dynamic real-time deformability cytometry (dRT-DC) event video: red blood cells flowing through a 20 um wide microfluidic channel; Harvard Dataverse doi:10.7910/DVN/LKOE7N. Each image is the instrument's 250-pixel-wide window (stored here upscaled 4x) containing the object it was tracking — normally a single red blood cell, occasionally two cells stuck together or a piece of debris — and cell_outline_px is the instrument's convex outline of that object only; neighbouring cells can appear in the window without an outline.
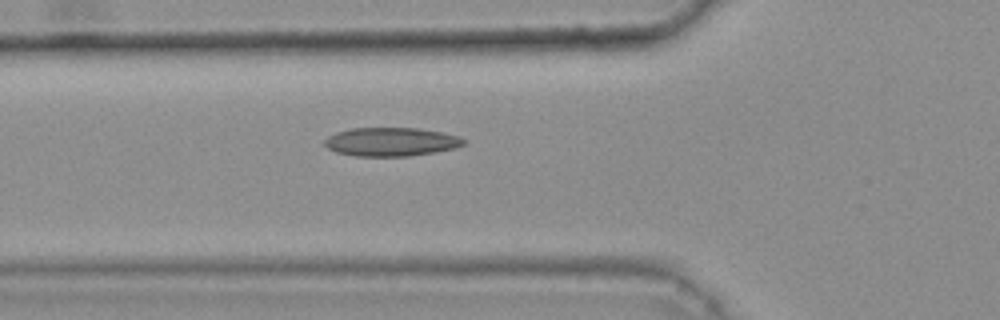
{"species": "common noctule bat (a hibernating species)", "species_latin": "Nyctalus noctula", "temperature_condition": "warm", "stored_images_in_passage": 35, "camera_frame_rate_fps": 3000, "um_per_image_px": 0.085, "animal": {"sex": "female", "body_mass_g": 25.1}, "frame": {"image": 1, "passage_image": 6, "time_ms": 1.667, "image_size_px": [1000, 320], "cell_outline_px": [[468, 140], [464, 144], [456, 148], [408, 156], [356, 156], [336, 152], [328, 148], [324, 144], [324, 140], [328, 136], [336, 132], [352, 128], [416, 128], [440, 132], [460, 136]], "centroid_in_image_um": [33.25, 12.05], "position_along_channel_um": 92.6, "area_um2": 23.18}, "authors_computed_cell_mechanics": {"area_um2": 21.7906, "velocity_mm_per_s": 3.8012, "shape_relaxation_time_tau1_ms": null, "shape_relaxation_time_tau2_ms": 4.1268, "deformation_change_tau1": null, "deformation_change_tau2": 0.1053}}